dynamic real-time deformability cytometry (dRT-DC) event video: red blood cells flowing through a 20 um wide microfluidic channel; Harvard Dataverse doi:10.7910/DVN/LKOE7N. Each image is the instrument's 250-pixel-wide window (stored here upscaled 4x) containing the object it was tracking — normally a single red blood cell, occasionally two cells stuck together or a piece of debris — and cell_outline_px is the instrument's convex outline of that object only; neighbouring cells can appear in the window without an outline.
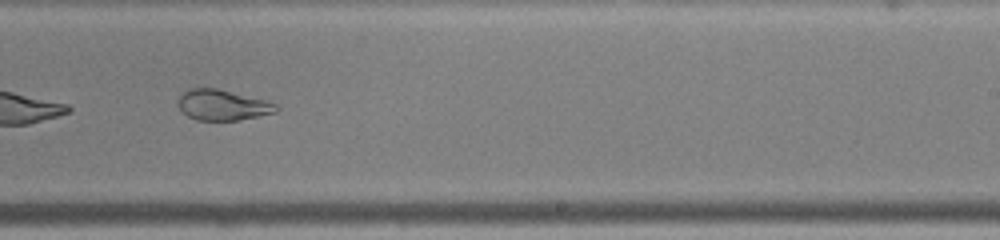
{"species": "common noctule bat (a hibernating species)", "species_latin": "Nyctalus noctula", "temperature_condition": "warm", "stored_images_in_passage": 26, "segment_of_instrument_passage": [2, 2], "camera_frame_rate_fps": 3000, "um_per_image_px": 0.085, "animal": {"sex": "male", "body_mass_g": 19.0, "forearm_length_mm": 50.8}, "frame": {"image": 1, "passage_image": 15, "time_ms": 4.667, "image_size_px": [1000, 240], "cell_outline_px": [[280, 108], [276, 112], [260, 116], [240, 120], [196, 120], [188, 116], [176, 104], [180, 96], [188, 88], [216, 88], [264, 100], [276, 104]], "centroid_in_image_um": [18.91, 8.93], "position_along_channel_um": 270.1, "area_um2": 17.4}}